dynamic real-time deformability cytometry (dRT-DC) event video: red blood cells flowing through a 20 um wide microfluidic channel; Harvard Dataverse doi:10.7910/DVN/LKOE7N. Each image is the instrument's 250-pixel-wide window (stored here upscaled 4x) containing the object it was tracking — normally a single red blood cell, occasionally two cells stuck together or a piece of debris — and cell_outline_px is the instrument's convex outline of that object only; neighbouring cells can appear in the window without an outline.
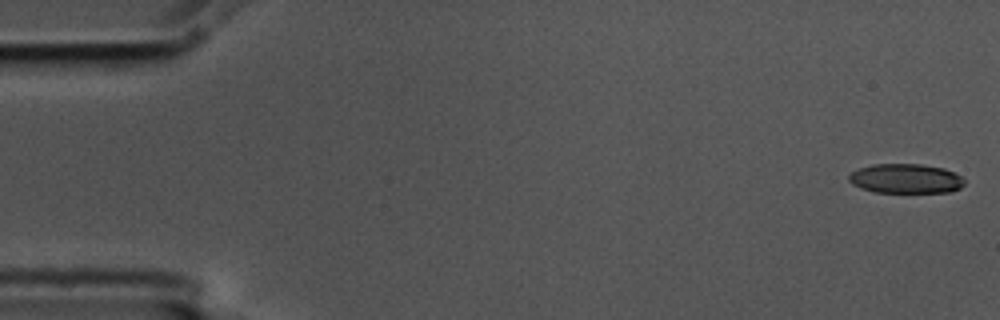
{"species": "common noctule bat (a hibernating species)", "species_latin": "Nyctalus noctula", "temperature_condition": "cold", "stored_images_in_passage": 5, "camera_frame_rate_fps": 3000, "um_per_image_px": 0.085, "animal": {"sex": "male", "body_mass_g": 17.5, "forearm_length_mm": 52.3}, "frame": {"image": 1, "passage_image": 1, "time_ms": 0.0, "image_size_px": [1000, 320], "cell_outline_px": [[964, 184], [960, 188], [952, 192], [876, 192], [860, 188], [852, 184], [848, 180], [848, 176], [852, 172], [860, 168], [872, 164], [920, 164], [944, 168], [960, 176], [964, 180]], "centroid_in_image_um": [76.97, 15.18], "position_along_channel_um": 8.0, "area_um2": 19.83}}
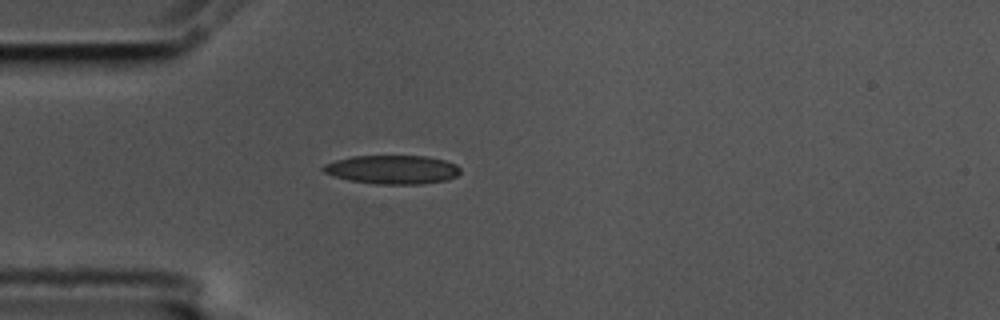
{"frame": {"image": 2, "passage_image": 5, "time_ms": 1.333, "image_size_px": [1000, 320], "cell_outline_px": [[460, 172], [456, 176], [444, 180], [420, 184], [376, 184], [348, 180], [324, 172], [320, 168], [324, 164], [336, 160], [352, 156], [428, 156], [444, 160], [456, 164], [460, 168]], "centroid_in_image_um": [33.34, 14.41], "position_along_channel_um": 51.7, "area_um2": 22.89}}